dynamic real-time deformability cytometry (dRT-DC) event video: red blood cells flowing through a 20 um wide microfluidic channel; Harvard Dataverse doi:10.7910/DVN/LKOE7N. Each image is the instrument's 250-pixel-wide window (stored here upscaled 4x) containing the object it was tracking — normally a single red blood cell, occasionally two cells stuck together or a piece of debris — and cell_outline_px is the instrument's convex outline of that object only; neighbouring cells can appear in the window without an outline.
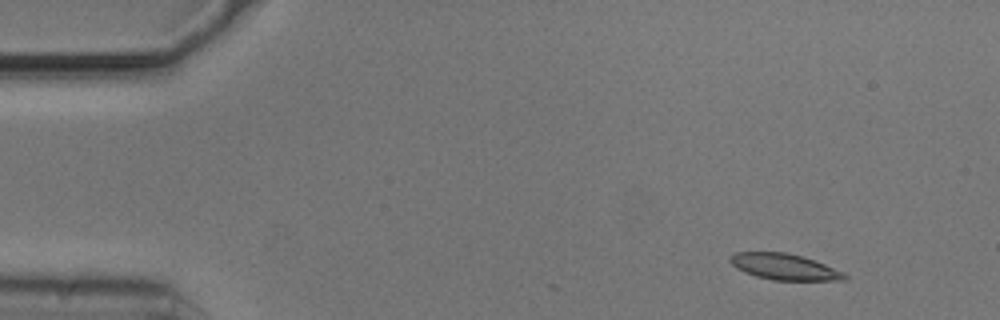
{"species": "common noctule bat (a hibernating species)", "species_latin": "Nyctalus noctula", "temperature_condition": "cold", "stored_images_in_passage": 50, "camera_frame_rate_fps": 3000, "um_per_image_px": 0.085, "animal": {"sex": "male", "body_mass_g": 20.5, "forearm_length_mm": 52.5}, "frame": {"image": 1, "passage_image": 1, "time_ms": 0.0, "image_size_px": [1000, 320], "cell_outline_px": [[848, 276], [844, 280], [772, 280], [756, 276], [744, 272], [736, 268], [728, 260], [728, 256], [732, 252], [784, 252], [800, 256], [824, 264], [844, 272]], "centroid_in_image_um": [66.6, 22.67], "position_along_channel_um": 18.4, "area_um2": 17.34}}
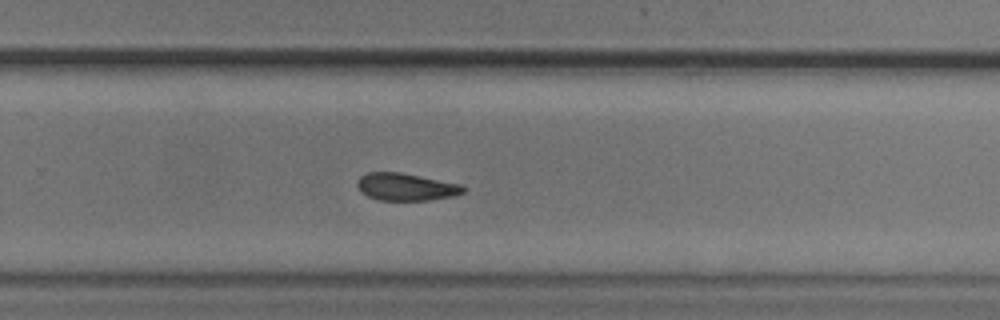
{"frame": {"image": 2, "passage_image": 31, "time_ms": 10.0, "image_size_px": [1000, 320], "cell_outline_px": [[468, 188], [464, 192], [452, 196], [428, 200], [380, 200], [368, 196], [360, 192], [356, 184], [356, 180], [360, 176], [368, 172], [400, 172], [460, 184]], "centroid_in_image_um": [34.48, 15.88], "position_along_channel_um": 295.3, "area_um2": 16.94}}
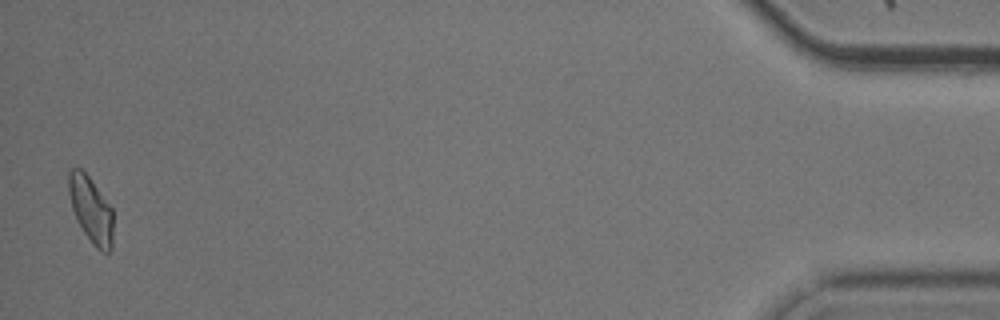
{"frame": {"image": 3, "passage_image": 49, "time_ms": 16.0, "image_size_px": [1000, 320], "cell_outline_px": [[112, 248], [108, 252], [100, 252], [96, 248], [84, 232], [76, 220], [72, 208], [68, 192], [68, 172], [72, 168], [80, 168], [88, 176], [112, 208]], "centroid_in_image_um": [7.71, 17.83], "position_along_channel_um": 427.5, "area_um2": 16.99}, "authors_computed_cell_mechanics": {"area_um2": 17.5134, "velocity_mm_per_s": 3.7028, "shape_relaxation_time_tau1_ms": 4.5676, "shape_relaxation_time_tau2_ms": 7.5658, "deformation_change_tau1": 0.1084, "deformation_change_tau2": 0.1413}}